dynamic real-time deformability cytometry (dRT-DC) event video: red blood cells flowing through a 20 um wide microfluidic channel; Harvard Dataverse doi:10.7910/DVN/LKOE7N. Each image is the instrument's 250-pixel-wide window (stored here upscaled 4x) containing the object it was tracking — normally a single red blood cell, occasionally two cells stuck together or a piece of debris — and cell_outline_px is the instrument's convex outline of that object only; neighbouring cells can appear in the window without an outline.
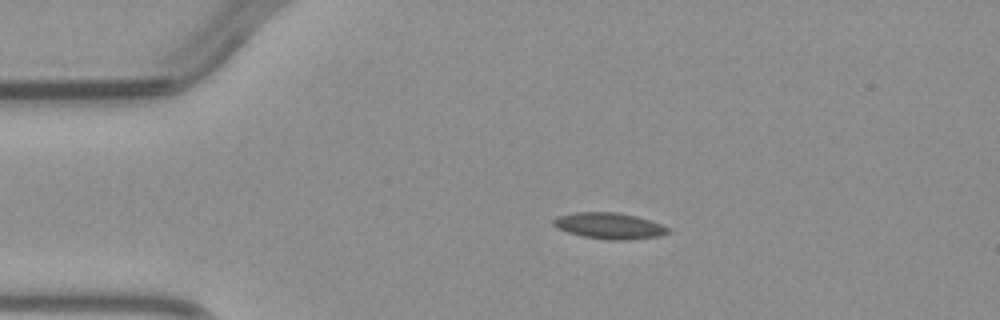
{"species": "common noctule bat (a hibernating species)", "species_latin": "Nyctalus noctula", "temperature_condition": "warm", "stored_images_in_passage": 3, "camera_frame_rate_fps": 3000, "um_per_image_px": 0.085, "animal": {"sex": "male", "body_mass_g": 23.1, "forearm_length_mm": 52.7}, "frame": {"image": 1, "passage_image": 2, "time_ms": 1.333, "image_size_px": [1000, 320], "cell_outline_px": [[672, 232], [660, 236], [628, 240], [608, 240], [584, 236], [568, 232], [556, 228], [552, 224], [552, 220], [556, 216], [572, 212], [616, 212], [636, 216], [672, 228]], "centroid_in_image_um": [51.79, 19.19], "position_along_channel_um": 33.2, "area_um2": 17.69}}
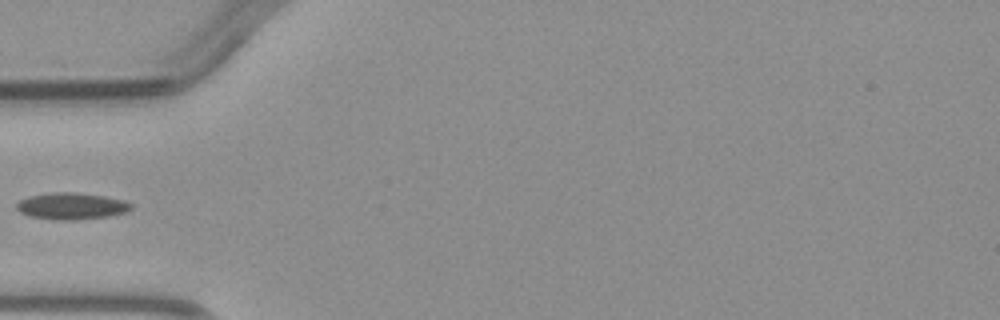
{"frame": {"image": 2, "passage_image": 3, "time_ms": 3.333, "image_size_px": [1000, 320], "cell_outline_px": [[132, 208], [124, 212], [112, 216], [76, 220], [56, 220], [28, 216], [20, 212], [16, 208], [16, 204], [20, 200], [28, 196], [52, 192], [76, 192], [104, 196], [124, 200], [132, 204]], "centroid_in_image_um": [6.06, 17.52], "position_along_channel_um": 78.9, "area_um2": 17.98}}